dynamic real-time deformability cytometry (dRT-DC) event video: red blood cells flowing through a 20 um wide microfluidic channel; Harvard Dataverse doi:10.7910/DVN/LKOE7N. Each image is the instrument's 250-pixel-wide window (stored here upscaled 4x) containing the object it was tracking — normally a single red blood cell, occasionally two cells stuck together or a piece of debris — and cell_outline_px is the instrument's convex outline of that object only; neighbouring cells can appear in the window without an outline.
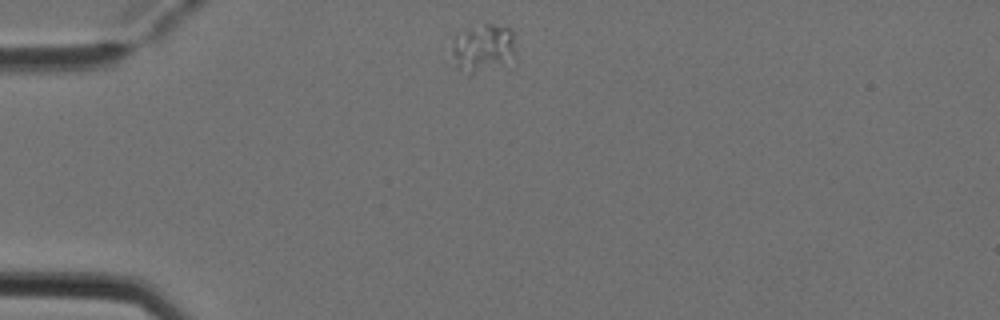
{"species": "Egyptian fruit bat (a non-hibernating species)", "species_latin": "Rousettus aegyptiacus", "temperature_condition": "cold", "stored_images_in_passage": 2, "camera_frame_rate_fps": 3000, "um_per_image_px": 0.085, "animal": {"sex": "female"}, "frame": {"image": 1, "passage_image": 1, "time_ms": 0.0, "image_size_px": [1000, 320], "cell_outline_px": [[512, 52], [500, 60], [472, 72], [456, 68], [452, 52], [452, 36], [460, 28], [484, 24], [492, 24], [508, 28], [512, 32]], "centroid_in_image_um": [40.85, 3.92], "position_along_channel_um": 44.1, "area_um2": 16.42}}